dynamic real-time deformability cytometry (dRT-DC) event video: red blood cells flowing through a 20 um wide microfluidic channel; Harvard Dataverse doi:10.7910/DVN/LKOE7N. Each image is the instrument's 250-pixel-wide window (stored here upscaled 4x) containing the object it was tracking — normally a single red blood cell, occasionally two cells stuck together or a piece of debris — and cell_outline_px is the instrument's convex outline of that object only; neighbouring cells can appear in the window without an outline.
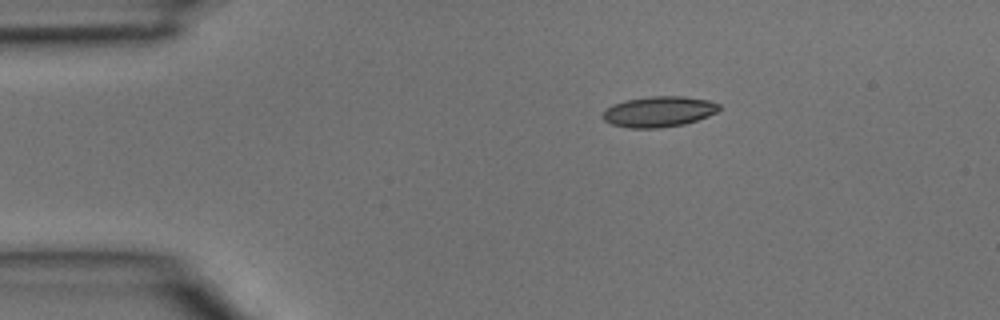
{"species": "common noctule bat (a hibernating species)", "species_latin": "Nyctalus noctula", "temperature_condition": "room temperature", "stored_images_in_passage": 2, "camera_frame_rate_fps": 3000, "um_per_image_px": 0.085, "animal": {"sex": "male", "body_mass_g": 15.6}, "frame": {"image": 1, "passage_image": 1, "time_ms": 0.0, "image_size_px": [1000, 320], "cell_outline_px": [[720, 108], [716, 112], [708, 116], [684, 124], [660, 128], [628, 128], [612, 124], [604, 120], [600, 116], [612, 104], [624, 100], [652, 96], [684, 96], [708, 100], [720, 104]], "centroid_in_image_um": [55.98, 9.49], "position_along_channel_um": 29.0, "area_um2": 20.81}}